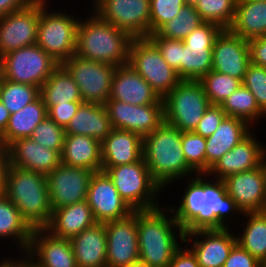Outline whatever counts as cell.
Returning <instances> with one entry per match:
<instances>
[{"mask_svg":"<svg viewBox=\"0 0 266 267\" xmlns=\"http://www.w3.org/2000/svg\"><path fill=\"white\" fill-rule=\"evenodd\" d=\"M47 116V108L41 96L18 112L11 114L7 128L1 135L3 147L7 148L18 139L30 137L37 125Z\"/></svg>","mask_w":266,"mask_h":267,"instance_id":"obj_33","label":"cell"},{"mask_svg":"<svg viewBox=\"0 0 266 267\" xmlns=\"http://www.w3.org/2000/svg\"><path fill=\"white\" fill-rule=\"evenodd\" d=\"M221 107L227 116L243 119L250 126L259 123L258 119L266 117L253 94L243 84L227 97Z\"/></svg>","mask_w":266,"mask_h":267,"instance_id":"obj_37","label":"cell"},{"mask_svg":"<svg viewBox=\"0 0 266 267\" xmlns=\"http://www.w3.org/2000/svg\"><path fill=\"white\" fill-rule=\"evenodd\" d=\"M22 258L32 267H78L71 241L53 236L45 228L33 229L29 248Z\"/></svg>","mask_w":266,"mask_h":267,"instance_id":"obj_19","label":"cell"},{"mask_svg":"<svg viewBox=\"0 0 266 267\" xmlns=\"http://www.w3.org/2000/svg\"><path fill=\"white\" fill-rule=\"evenodd\" d=\"M10 115L11 114L9 110L0 101V135H2L5 132Z\"/></svg>","mask_w":266,"mask_h":267,"instance_id":"obj_54","label":"cell"},{"mask_svg":"<svg viewBox=\"0 0 266 267\" xmlns=\"http://www.w3.org/2000/svg\"><path fill=\"white\" fill-rule=\"evenodd\" d=\"M101 171L108 175L119 195L133 210H149L161 206L157 197L162 188L151 177L143 157L132 164L102 166Z\"/></svg>","mask_w":266,"mask_h":267,"instance_id":"obj_6","label":"cell"},{"mask_svg":"<svg viewBox=\"0 0 266 267\" xmlns=\"http://www.w3.org/2000/svg\"><path fill=\"white\" fill-rule=\"evenodd\" d=\"M236 4L237 0H200L195 9L204 22L229 29L235 17Z\"/></svg>","mask_w":266,"mask_h":267,"instance_id":"obj_40","label":"cell"},{"mask_svg":"<svg viewBox=\"0 0 266 267\" xmlns=\"http://www.w3.org/2000/svg\"><path fill=\"white\" fill-rule=\"evenodd\" d=\"M184 5L183 0H150V34L175 18Z\"/></svg>","mask_w":266,"mask_h":267,"instance_id":"obj_44","label":"cell"},{"mask_svg":"<svg viewBox=\"0 0 266 267\" xmlns=\"http://www.w3.org/2000/svg\"><path fill=\"white\" fill-rule=\"evenodd\" d=\"M243 215L248 220L244 221L241 234H237V243L261 263L266 258V211Z\"/></svg>","mask_w":266,"mask_h":267,"instance_id":"obj_36","label":"cell"},{"mask_svg":"<svg viewBox=\"0 0 266 267\" xmlns=\"http://www.w3.org/2000/svg\"><path fill=\"white\" fill-rule=\"evenodd\" d=\"M209 178L206 174L188 178V182L184 183L187 186L180 198L181 203L177 207H170L184 234L196 230L229 228L226 221L233 219L231 217L234 215L237 219L239 214H243L228 195L224 181H208Z\"/></svg>","mask_w":266,"mask_h":267,"instance_id":"obj_1","label":"cell"},{"mask_svg":"<svg viewBox=\"0 0 266 267\" xmlns=\"http://www.w3.org/2000/svg\"><path fill=\"white\" fill-rule=\"evenodd\" d=\"M86 201L96 222L121 220L134 210L119 195L112 180L103 172H95L89 181Z\"/></svg>","mask_w":266,"mask_h":267,"instance_id":"obj_18","label":"cell"},{"mask_svg":"<svg viewBox=\"0 0 266 267\" xmlns=\"http://www.w3.org/2000/svg\"><path fill=\"white\" fill-rule=\"evenodd\" d=\"M2 83H3V76H2V73L0 71V91H1Z\"/></svg>","mask_w":266,"mask_h":267,"instance_id":"obj_59","label":"cell"},{"mask_svg":"<svg viewBox=\"0 0 266 267\" xmlns=\"http://www.w3.org/2000/svg\"><path fill=\"white\" fill-rule=\"evenodd\" d=\"M242 84L250 90L257 105L266 114V67L250 63Z\"/></svg>","mask_w":266,"mask_h":267,"instance_id":"obj_45","label":"cell"},{"mask_svg":"<svg viewBox=\"0 0 266 267\" xmlns=\"http://www.w3.org/2000/svg\"><path fill=\"white\" fill-rule=\"evenodd\" d=\"M6 149L9 165L45 175L52 172L61 163V155L57 151L35 142L31 137L18 139Z\"/></svg>","mask_w":266,"mask_h":267,"instance_id":"obj_25","label":"cell"},{"mask_svg":"<svg viewBox=\"0 0 266 267\" xmlns=\"http://www.w3.org/2000/svg\"><path fill=\"white\" fill-rule=\"evenodd\" d=\"M107 267H124L139 260L137 210L121 220L105 223Z\"/></svg>","mask_w":266,"mask_h":267,"instance_id":"obj_17","label":"cell"},{"mask_svg":"<svg viewBox=\"0 0 266 267\" xmlns=\"http://www.w3.org/2000/svg\"><path fill=\"white\" fill-rule=\"evenodd\" d=\"M40 96V88L23 83H16L3 78L0 101L9 110L16 113Z\"/></svg>","mask_w":266,"mask_h":267,"instance_id":"obj_39","label":"cell"},{"mask_svg":"<svg viewBox=\"0 0 266 267\" xmlns=\"http://www.w3.org/2000/svg\"><path fill=\"white\" fill-rule=\"evenodd\" d=\"M124 267H150V266L148 264L138 260V261L131 263V264L124 266Z\"/></svg>","mask_w":266,"mask_h":267,"instance_id":"obj_57","label":"cell"},{"mask_svg":"<svg viewBox=\"0 0 266 267\" xmlns=\"http://www.w3.org/2000/svg\"><path fill=\"white\" fill-rule=\"evenodd\" d=\"M60 64L37 44L7 53L0 58L5 80L41 88Z\"/></svg>","mask_w":266,"mask_h":267,"instance_id":"obj_9","label":"cell"},{"mask_svg":"<svg viewBox=\"0 0 266 267\" xmlns=\"http://www.w3.org/2000/svg\"><path fill=\"white\" fill-rule=\"evenodd\" d=\"M40 96L47 111L57 104L83 101L77 83L61 64L41 86Z\"/></svg>","mask_w":266,"mask_h":267,"instance_id":"obj_35","label":"cell"},{"mask_svg":"<svg viewBox=\"0 0 266 267\" xmlns=\"http://www.w3.org/2000/svg\"><path fill=\"white\" fill-rule=\"evenodd\" d=\"M70 241L78 267H107L105 223L96 222Z\"/></svg>","mask_w":266,"mask_h":267,"instance_id":"obj_27","label":"cell"},{"mask_svg":"<svg viewBox=\"0 0 266 267\" xmlns=\"http://www.w3.org/2000/svg\"><path fill=\"white\" fill-rule=\"evenodd\" d=\"M164 121L182 132L194 131L211 105L200 81L181 80L164 98Z\"/></svg>","mask_w":266,"mask_h":267,"instance_id":"obj_8","label":"cell"},{"mask_svg":"<svg viewBox=\"0 0 266 267\" xmlns=\"http://www.w3.org/2000/svg\"><path fill=\"white\" fill-rule=\"evenodd\" d=\"M10 256L8 258H3V262H0V267H13V258L9 259Z\"/></svg>","mask_w":266,"mask_h":267,"instance_id":"obj_56","label":"cell"},{"mask_svg":"<svg viewBox=\"0 0 266 267\" xmlns=\"http://www.w3.org/2000/svg\"><path fill=\"white\" fill-rule=\"evenodd\" d=\"M0 147H3V142H2L1 135H0Z\"/></svg>","mask_w":266,"mask_h":267,"instance_id":"obj_61","label":"cell"},{"mask_svg":"<svg viewBox=\"0 0 266 267\" xmlns=\"http://www.w3.org/2000/svg\"><path fill=\"white\" fill-rule=\"evenodd\" d=\"M250 126L243 119L226 116L216 131L206 138V173L213 165L250 132Z\"/></svg>","mask_w":266,"mask_h":267,"instance_id":"obj_28","label":"cell"},{"mask_svg":"<svg viewBox=\"0 0 266 267\" xmlns=\"http://www.w3.org/2000/svg\"><path fill=\"white\" fill-rule=\"evenodd\" d=\"M30 137L35 142L55 150L61 155L63 150L65 130L48 116L37 125Z\"/></svg>","mask_w":266,"mask_h":267,"instance_id":"obj_43","label":"cell"},{"mask_svg":"<svg viewBox=\"0 0 266 267\" xmlns=\"http://www.w3.org/2000/svg\"><path fill=\"white\" fill-rule=\"evenodd\" d=\"M223 29L204 22L182 40L181 80L199 81L212 70V50L216 37Z\"/></svg>","mask_w":266,"mask_h":267,"instance_id":"obj_13","label":"cell"},{"mask_svg":"<svg viewBox=\"0 0 266 267\" xmlns=\"http://www.w3.org/2000/svg\"><path fill=\"white\" fill-rule=\"evenodd\" d=\"M95 223L91 207L85 200L54 209L45 229L53 236L70 240Z\"/></svg>","mask_w":266,"mask_h":267,"instance_id":"obj_30","label":"cell"},{"mask_svg":"<svg viewBox=\"0 0 266 267\" xmlns=\"http://www.w3.org/2000/svg\"><path fill=\"white\" fill-rule=\"evenodd\" d=\"M203 23L195 6L185 4L175 18L163 24L155 33L159 37L183 40Z\"/></svg>","mask_w":266,"mask_h":267,"instance_id":"obj_38","label":"cell"},{"mask_svg":"<svg viewBox=\"0 0 266 267\" xmlns=\"http://www.w3.org/2000/svg\"><path fill=\"white\" fill-rule=\"evenodd\" d=\"M226 116L227 115L222 109L221 105L211 104L205 111L202 119L199 121L193 132L203 136L204 138H208L216 131Z\"/></svg>","mask_w":266,"mask_h":267,"instance_id":"obj_47","label":"cell"},{"mask_svg":"<svg viewBox=\"0 0 266 267\" xmlns=\"http://www.w3.org/2000/svg\"><path fill=\"white\" fill-rule=\"evenodd\" d=\"M100 148L102 166L132 164L143 157V138L136 133L113 128L100 143Z\"/></svg>","mask_w":266,"mask_h":267,"instance_id":"obj_26","label":"cell"},{"mask_svg":"<svg viewBox=\"0 0 266 267\" xmlns=\"http://www.w3.org/2000/svg\"><path fill=\"white\" fill-rule=\"evenodd\" d=\"M199 81L212 105H222L227 97L242 84L239 79L214 70L209 71Z\"/></svg>","mask_w":266,"mask_h":267,"instance_id":"obj_41","label":"cell"},{"mask_svg":"<svg viewBox=\"0 0 266 267\" xmlns=\"http://www.w3.org/2000/svg\"><path fill=\"white\" fill-rule=\"evenodd\" d=\"M231 233L229 228L196 230L185 233L183 243L187 242L199 267H222L237 244V236Z\"/></svg>","mask_w":266,"mask_h":267,"instance_id":"obj_20","label":"cell"},{"mask_svg":"<svg viewBox=\"0 0 266 267\" xmlns=\"http://www.w3.org/2000/svg\"><path fill=\"white\" fill-rule=\"evenodd\" d=\"M228 195L243 213L266 211V166L225 178Z\"/></svg>","mask_w":266,"mask_h":267,"instance_id":"obj_21","label":"cell"},{"mask_svg":"<svg viewBox=\"0 0 266 267\" xmlns=\"http://www.w3.org/2000/svg\"><path fill=\"white\" fill-rule=\"evenodd\" d=\"M20 258L21 257H19V260L17 259V257L13 258V267H32L26 260Z\"/></svg>","mask_w":266,"mask_h":267,"instance_id":"obj_55","label":"cell"},{"mask_svg":"<svg viewBox=\"0 0 266 267\" xmlns=\"http://www.w3.org/2000/svg\"><path fill=\"white\" fill-rule=\"evenodd\" d=\"M93 171L62 162L46 175L52 211L85 201Z\"/></svg>","mask_w":266,"mask_h":267,"instance_id":"obj_15","label":"cell"},{"mask_svg":"<svg viewBox=\"0 0 266 267\" xmlns=\"http://www.w3.org/2000/svg\"><path fill=\"white\" fill-rule=\"evenodd\" d=\"M49 0H36L31 5L0 17V58L7 53L36 44L40 8Z\"/></svg>","mask_w":266,"mask_h":267,"instance_id":"obj_14","label":"cell"},{"mask_svg":"<svg viewBox=\"0 0 266 267\" xmlns=\"http://www.w3.org/2000/svg\"><path fill=\"white\" fill-rule=\"evenodd\" d=\"M8 165V151L5 147H0V195L4 194L5 178Z\"/></svg>","mask_w":266,"mask_h":267,"instance_id":"obj_53","label":"cell"},{"mask_svg":"<svg viewBox=\"0 0 266 267\" xmlns=\"http://www.w3.org/2000/svg\"><path fill=\"white\" fill-rule=\"evenodd\" d=\"M260 267H266V258L261 262V266Z\"/></svg>","mask_w":266,"mask_h":267,"instance_id":"obj_60","label":"cell"},{"mask_svg":"<svg viewBox=\"0 0 266 267\" xmlns=\"http://www.w3.org/2000/svg\"><path fill=\"white\" fill-rule=\"evenodd\" d=\"M108 100H119L131 105L164 103L163 98L129 64L115 68Z\"/></svg>","mask_w":266,"mask_h":267,"instance_id":"obj_24","label":"cell"},{"mask_svg":"<svg viewBox=\"0 0 266 267\" xmlns=\"http://www.w3.org/2000/svg\"><path fill=\"white\" fill-rule=\"evenodd\" d=\"M4 195L33 228H45L52 216L46 175L8 165Z\"/></svg>","mask_w":266,"mask_h":267,"instance_id":"obj_5","label":"cell"},{"mask_svg":"<svg viewBox=\"0 0 266 267\" xmlns=\"http://www.w3.org/2000/svg\"><path fill=\"white\" fill-rule=\"evenodd\" d=\"M77 83L83 102L104 105L116 66L73 55L61 64Z\"/></svg>","mask_w":266,"mask_h":267,"instance_id":"obj_11","label":"cell"},{"mask_svg":"<svg viewBox=\"0 0 266 267\" xmlns=\"http://www.w3.org/2000/svg\"><path fill=\"white\" fill-rule=\"evenodd\" d=\"M181 142L187 165L196 174H206V138L188 131L182 132Z\"/></svg>","mask_w":266,"mask_h":267,"instance_id":"obj_42","label":"cell"},{"mask_svg":"<svg viewBox=\"0 0 266 267\" xmlns=\"http://www.w3.org/2000/svg\"><path fill=\"white\" fill-rule=\"evenodd\" d=\"M185 4L196 5L200 0H183Z\"/></svg>","mask_w":266,"mask_h":267,"instance_id":"obj_58","label":"cell"},{"mask_svg":"<svg viewBox=\"0 0 266 267\" xmlns=\"http://www.w3.org/2000/svg\"><path fill=\"white\" fill-rule=\"evenodd\" d=\"M261 263L238 243L231 250L222 267H260Z\"/></svg>","mask_w":266,"mask_h":267,"instance_id":"obj_49","label":"cell"},{"mask_svg":"<svg viewBox=\"0 0 266 267\" xmlns=\"http://www.w3.org/2000/svg\"><path fill=\"white\" fill-rule=\"evenodd\" d=\"M229 30L248 41L266 35V0L237 1Z\"/></svg>","mask_w":266,"mask_h":267,"instance_id":"obj_32","label":"cell"},{"mask_svg":"<svg viewBox=\"0 0 266 267\" xmlns=\"http://www.w3.org/2000/svg\"><path fill=\"white\" fill-rule=\"evenodd\" d=\"M61 162L68 166L100 172L102 168L100 142L85 135H65Z\"/></svg>","mask_w":266,"mask_h":267,"instance_id":"obj_31","label":"cell"},{"mask_svg":"<svg viewBox=\"0 0 266 267\" xmlns=\"http://www.w3.org/2000/svg\"><path fill=\"white\" fill-rule=\"evenodd\" d=\"M104 105L112 128L127 130L142 138L164 121V103L131 105L119 100H107Z\"/></svg>","mask_w":266,"mask_h":267,"instance_id":"obj_16","label":"cell"},{"mask_svg":"<svg viewBox=\"0 0 266 267\" xmlns=\"http://www.w3.org/2000/svg\"><path fill=\"white\" fill-rule=\"evenodd\" d=\"M250 63L249 41L223 29L213 45L212 70L242 82Z\"/></svg>","mask_w":266,"mask_h":267,"instance_id":"obj_22","label":"cell"},{"mask_svg":"<svg viewBox=\"0 0 266 267\" xmlns=\"http://www.w3.org/2000/svg\"><path fill=\"white\" fill-rule=\"evenodd\" d=\"M33 233V228L4 194L0 195V240L12 239L25 256ZM19 245V246H18Z\"/></svg>","mask_w":266,"mask_h":267,"instance_id":"obj_34","label":"cell"},{"mask_svg":"<svg viewBox=\"0 0 266 267\" xmlns=\"http://www.w3.org/2000/svg\"><path fill=\"white\" fill-rule=\"evenodd\" d=\"M82 102L83 101H72L66 104L52 106L47 111L48 117L65 129Z\"/></svg>","mask_w":266,"mask_h":267,"instance_id":"obj_48","label":"cell"},{"mask_svg":"<svg viewBox=\"0 0 266 267\" xmlns=\"http://www.w3.org/2000/svg\"><path fill=\"white\" fill-rule=\"evenodd\" d=\"M251 63L266 67V35L249 40Z\"/></svg>","mask_w":266,"mask_h":267,"instance_id":"obj_50","label":"cell"},{"mask_svg":"<svg viewBox=\"0 0 266 267\" xmlns=\"http://www.w3.org/2000/svg\"><path fill=\"white\" fill-rule=\"evenodd\" d=\"M92 13L79 20L75 54L116 67L128 64L133 37Z\"/></svg>","mask_w":266,"mask_h":267,"instance_id":"obj_4","label":"cell"},{"mask_svg":"<svg viewBox=\"0 0 266 267\" xmlns=\"http://www.w3.org/2000/svg\"><path fill=\"white\" fill-rule=\"evenodd\" d=\"M92 1L91 11L133 38L150 35V0Z\"/></svg>","mask_w":266,"mask_h":267,"instance_id":"obj_12","label":"cell"},{"mask_svg":"<svg viewBox=\"0 0 266 267\" xmlns=\"http://www.w3.org/2000/svg\"><path fill=\"white\" fill-rule=\"evenodd\" d=\"M45 3L40 8L36 44L59 64H62L76 52L77 26L80 18H75L59 10L47 8ZM49 11V12H48Z\"/></svg>","mask_w":266,"mask_h":267,"instance_id":"obj_7","label":"cell"},{"mask_svg":"<svg viewBox=\"0 0 266 267\" xmlns=\"http://www.w3.org/2000/svg\"><path fill=\"white\" fill-rule=\"evenodd\" d=\"M105 105L82 102L65 130V135L90 136L100 143L112 131Z\"/></svg>","mask_w":266,"mask_h":267,"instance_id":"obj_29","label":"cell"},{"mask_svg":"<svg viewBox=\"0 0 266 267\" xmlns=\"http://www.w3.org/2000/svg\"><path fill=\"white\" fill-rule=\"evenodd\" d=\"M250 132L229 152L225 153L206 173L212 179L224 180L230 175L252 170L265 162L266 146ZM215 175V177H214Z\"/></svg>","mask_w":266,"mask_h":267,"instance_id":"obj_23","label":"cell"},{"mask_svg":"<svg viewBox=\"0 0 266 267\" xmlns=\"http://www.w3.org/2000/svg\"><path fill=\"white\" fill-rule=\"evenodd\" d=\"M148 38L157 46L164 60L171 66L180 77V66L182 63V40L159 37L156 33L150 34Z\"/></svg>","mask_w":266,"mask_h":267,"instance_id":"obj_46","label":"cell"},{"mask_svg":"<svg viewBox=\"0 0 266 267\" xmlns=\"http://www.w3.org/2000/svg\"><path fill=\"white\" fill-rule=\"evenodd\" d=\"M36 0H0V17L31 5Z\"/></svg>","mask_w":266,"mask_h":267,"instance_id":"obj_52","label":"cell"},{"mask_svg":"<svg viewBox=\"0 0 266 267\" xmlns=\"http://www.w3.org/2000/svg\"><path fill=\"white\" fill-rule=\"evenodd\" d=\"M182 131L163 121L143 138V159L153 180L163 189L196 173L187 165L182 150ZM185 176V177H184ZM188 176V177H187ZM191 176V177H190Z\"/></svg>","mask_w":266,"mask_h":267,"instance_id":"obj_3","label":"cell"},{"mask_svg":"<svg viewBox=\"0 0 266 267\" xmlns=\"http://www.w3.org/2000/svg\"><path fill=\"white\" fill-rule=\"evenodd\" d=\"M137 230L139 260L150 267H167L174 253L183 247L179 242L184 240L183 228L167 205L137 210Z\"/></svg>","mask_w":266,"mask_h":267,"instance_id":"obj_2","label":"cell"},{"mask_svg":"<svg viewBox=\"0 0 266 267\" xmlns=\"http://www.w3.org/2000/svg\"><path fill=\"white\" fill-rule=\"evenodd\" d=\"M128 64L161 98H164L181 81L178 73L168 65L157 46L148 37L133 38Z\"/></svg>","mask_w":266,"mask_h":267,"instance_id":"obj_10","label":"cell"},{"mask_svg":"<svg viewBox=\"0 0 266 267\" xmlns=\"http://www.w3.org/2000/svg\"><path fill=\"white\" fill-rule=\"evenodd\" d=\"M186 246V247H185ZM180 247L173 255L170 264L167 267H199L196 256L185 245Z\"/></svg>","mask_w":266,"mask_h":267,"instance_id":"obj_51","label":"cell"}]
</instances>
